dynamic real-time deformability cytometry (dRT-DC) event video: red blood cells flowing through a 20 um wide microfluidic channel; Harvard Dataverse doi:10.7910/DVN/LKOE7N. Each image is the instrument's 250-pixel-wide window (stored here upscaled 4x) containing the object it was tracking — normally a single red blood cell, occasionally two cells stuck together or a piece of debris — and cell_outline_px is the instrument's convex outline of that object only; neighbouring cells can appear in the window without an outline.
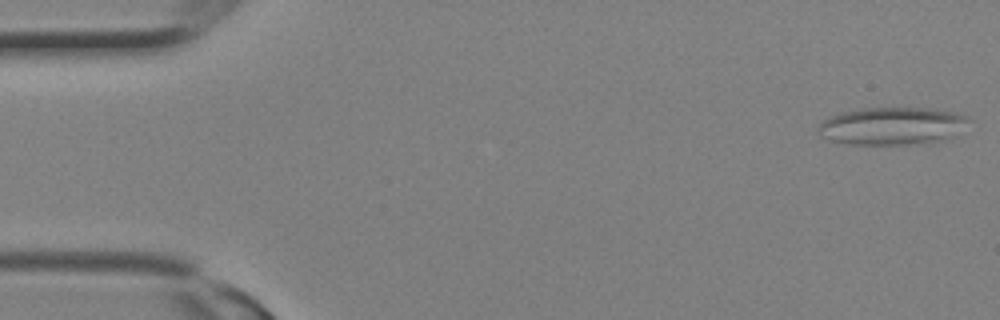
{"species": "Egyptian fruit bat (a non-hibernating species)", "species_latin": "Rousettus aegyptiacus", "temperature_condition": "room temperature", "stored_images_in_passage": 8, "camera_frame_rate_fps": 3000, "um_per_image_px": 0.085, "animal": {"sex": "female"}, "frame": {"image": 1, "passage_image": 1, "time_ms": 0.0, "image_size_px": [1000, 320], "cell_outline_px": [[972, 120], [944, 140], [908, 144], [848, 144], [828, 140], [820, 136], [820, 124], [824, 120], [840, 112], [864, 108], [928, 108], [952, 112], [968, 116]], "centroid_in_image_um": [75.8, 10.7], "position_along_channel_um": 9.2, "area_um2": 32.54}}